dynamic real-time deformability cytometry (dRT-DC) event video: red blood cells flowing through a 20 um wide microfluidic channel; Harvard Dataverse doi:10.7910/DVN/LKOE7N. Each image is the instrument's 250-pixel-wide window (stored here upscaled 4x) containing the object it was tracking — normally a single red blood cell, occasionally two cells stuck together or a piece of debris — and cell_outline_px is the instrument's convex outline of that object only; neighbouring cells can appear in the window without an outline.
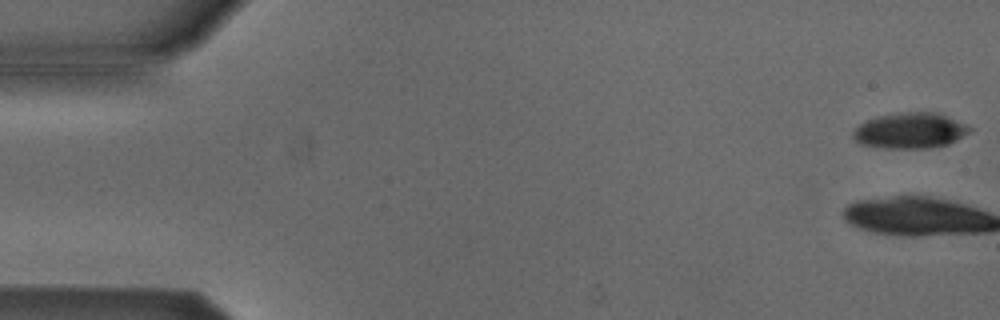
{"species": "Egyptian fruit bat (a non-hibernating species)", "species_latin": "Rousettus aegyptiacus", "temperature_condition": "cold", "stored_images_in_passage": 18, "camera_frame_rate_fps": 3000, "um_per_image_px": 0.085, "animal": {"sex": "male"}, "frame": {"image": 1, "passage_image": 1, "time_ms": 0.0, "image_size_px": [1000, 320], "cell_outline_px": [[972, 128], [968, 132], [956, 140], [948, 144], [928, 148], [884, 148], [860, 144], [852, 136], [852, 132], [860, 124], [868, 120], [880, 116], [900, 112], [940, 112], [968, 124]], "centroid_in_image_um": [77.39, 11.09], "position_along_channel_um": 7.6, "area_um2": 24.28}}